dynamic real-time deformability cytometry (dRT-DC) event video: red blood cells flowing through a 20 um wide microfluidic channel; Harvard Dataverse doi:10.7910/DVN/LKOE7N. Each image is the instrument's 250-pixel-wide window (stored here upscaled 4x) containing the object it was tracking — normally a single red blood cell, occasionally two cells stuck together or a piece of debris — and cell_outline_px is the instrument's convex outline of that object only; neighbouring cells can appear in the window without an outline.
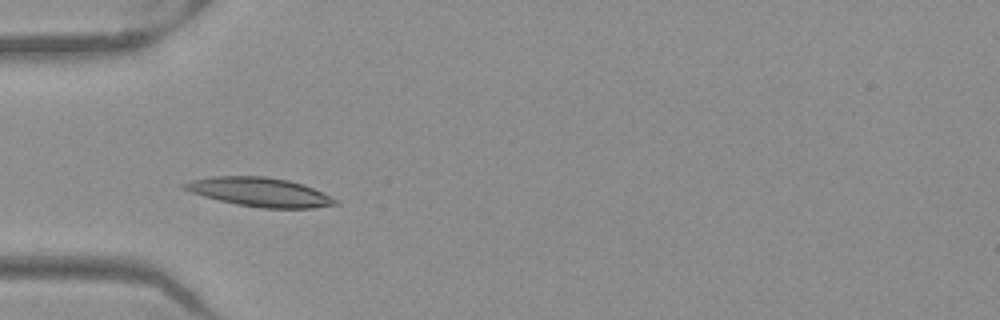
{"species": "Egyptian fruit bat (a non-hibernating species)", "species_latin": "Rousettus aegyptiacus", "temperature_condition": "warm", "stored_images_in_passage": 47, "camera_frame_rate_fps": 3000, "um_per_image_px": 0.085, "frame": {"image": 1, "passage_image": 12, "time_ms": 3.667, "image_size_px": [1000, 320], "cell_outline_px": [[340, 204], [312, 208], [260, 208], [236, 204], [204, 196], [192, 192], [184, 188], [180, 184], [192, 180], [212, 176], [264, 176], [288, 180], [312, 188], [336, 200]], "centroid_in_image_um": [22.05, 16.32], "position_along_channel_um": 63.0, "area_um2": 25.09}}
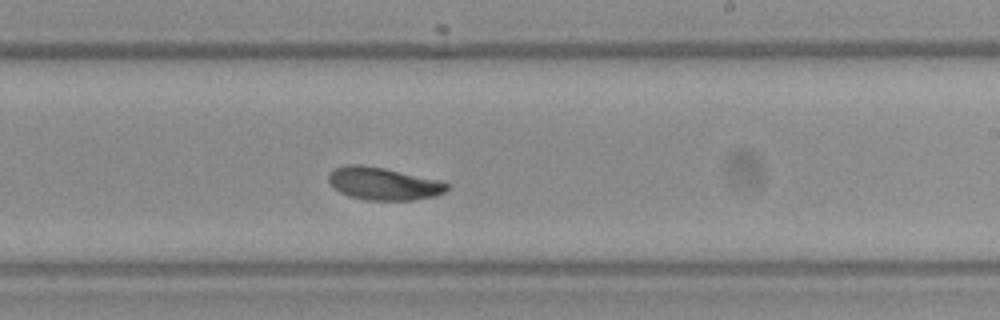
{"frame": {"image": 2, "passage_image": 27, "time_ms": 8.667, "image_size_px": [1000, 320], "cell_outline_px": [[448, 188], [444, 192], [436, 196], [412, 200], [368, 200], [348, 196], [332, 188], [328, 184], [328, 176], [336, 168], [348, 164], [360, 164], [384, 168], [444, 180], [448, 184]], "centroid_in_image_um": [32.61, 15.61], "position_along_channel_um": 256.4, "area_um2": 22.77}}
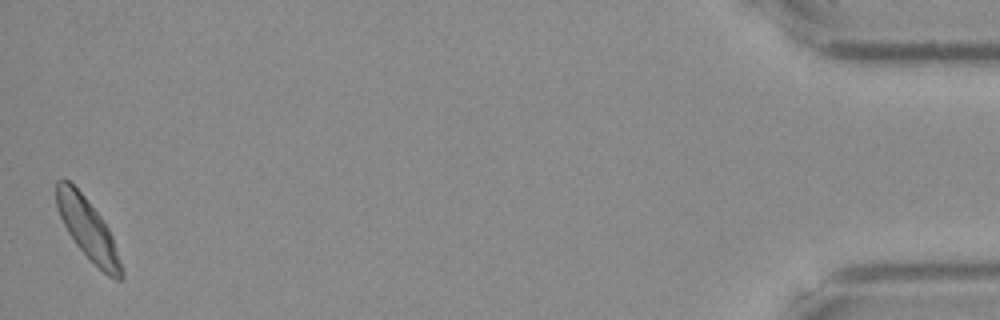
{"frame": {"image": 3, "passage_image": 47, "time_ms": 15.333, "image_size_px": [1000, 320], "cell_outline_px": [[124, 276], [120, 280], [116, 280], [108, 276], [76, 244], [68, 232], [56, 208], [56, 180], [68, 180], [84, 196], [100, 216], [108, 228], [112, 236], [124, 272]], "centroid_in_image_um": [7.47, 19.47], "position_along_channel_um": 427.7, "area_um2": 22.43}, "authors_computed_cell_mechanics": {"area_um2": 22.9466, "velocity_mm_per_s": 3.91, "shape_relaxation_time_tau1_ms": 5.1233, "shape_relaxation_time_tau2_ms": null, "deformation_change_tau1": 0.1528, "deformation_change_tau2": null}}